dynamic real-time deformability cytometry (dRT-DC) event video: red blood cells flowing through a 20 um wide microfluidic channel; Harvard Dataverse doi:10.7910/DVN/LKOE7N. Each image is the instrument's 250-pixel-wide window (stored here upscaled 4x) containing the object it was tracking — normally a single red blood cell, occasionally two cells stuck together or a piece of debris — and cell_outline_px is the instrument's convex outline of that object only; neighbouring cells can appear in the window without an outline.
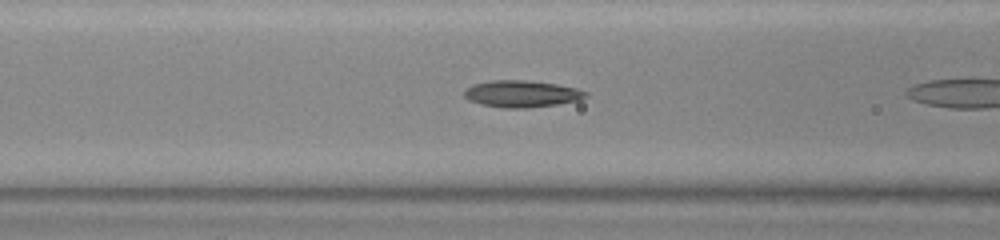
{"species": "common noctule bat (a hibernating species)", "species_latin": "Nyctalus noctula", "temperature_condition": "warm", "stored_images_in_passage": 7, "camera_frame_rate_fps": 3000, "um_per_image_px": 0.085, "animal": {"sex": "female", "body_mass_g": 23.0, "forearm_length_mm": 53.4}, "frame": {"image": 1, "passage_image": 6, "time_ms": 1.667, "image_size_px": [1000, 240], "cell_outline_px": [[588, 96], [580, 100], [556, 104], [528, 108], [504, 108], [480, 104], [468, 100], [464, 96], [464, 92], [472, 84], [492, 80], [524, 80], [556, 84], [576, 88], [588, 92]], "centroid_in_image_um": [44.34, 7.98], "position_along_channel_um": 122.3, "area_um2": 18.96}}